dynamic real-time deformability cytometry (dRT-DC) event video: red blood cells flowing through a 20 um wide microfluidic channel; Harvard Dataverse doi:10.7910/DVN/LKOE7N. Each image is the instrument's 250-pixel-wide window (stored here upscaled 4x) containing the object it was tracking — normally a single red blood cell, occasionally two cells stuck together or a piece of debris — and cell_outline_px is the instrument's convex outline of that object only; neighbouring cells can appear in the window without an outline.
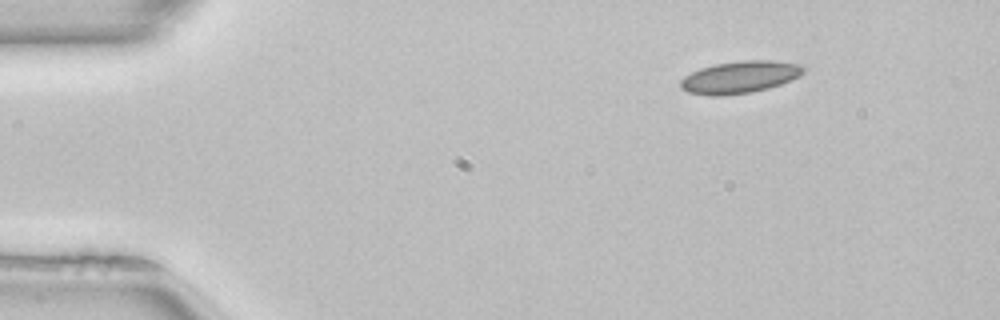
{"species": "common noctule bat (a hibernating species)", "species_latin": "Nyctalus noctula", "temperature_condition": "room temperature", "stored_images_in_passage": 45, "camera_frame_rate_fps": 3000, "um_per_image_px": 0.085, "animal": {"sex": "female", "body_mass_g": 22.7, "forearm_length_mm": 54.2}, "frame": {"image": 1, "passage_image": 1, "time_ms": 0.0, "image_size_px": [1000, 320], "cell_outline_px": [[804, 72], [800, 76], [780, 84], [768, 88], [752, 92], [720, 96], [712, 96], [688, 92], [680, 88], [680, 80], [684, 76], [700, 68], [716, 64], [744, 60], [772, 60], [800, 64], [804, 68]], "centroid_in_image_um": [62.87, 6.56], "position_along_channel_um": 22.1, "area_um2": 23.0}}
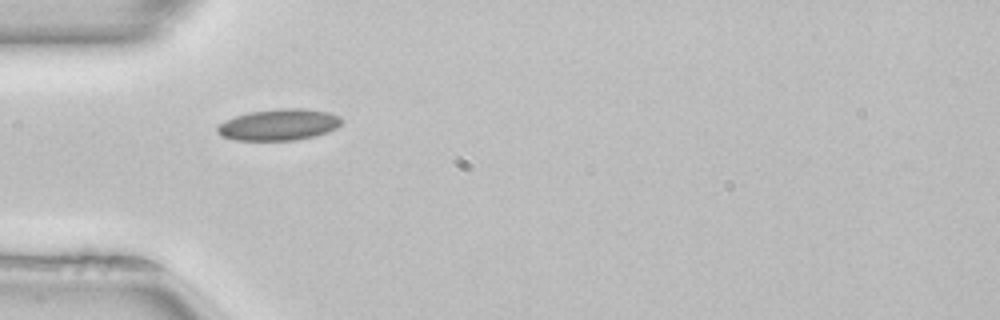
{"frame": {"image": 2, "passage_image": 10, "time_ms": 3.0, "image_size_px": [1000, 320], "cell_outline_px": [[344, 120], [336, 128], [328, 132], [316, 136], [296, 140], [236, 140], [220, 136], [216, 132], [216, 124], [224, 120], [248, 112], [280, 108], [304, 108], [328, 112], [340, 116]], "centroid_in_image_um": [23.69, 10.6], "position_along_channel_um": 61.3, "area_um2": 23.06}}
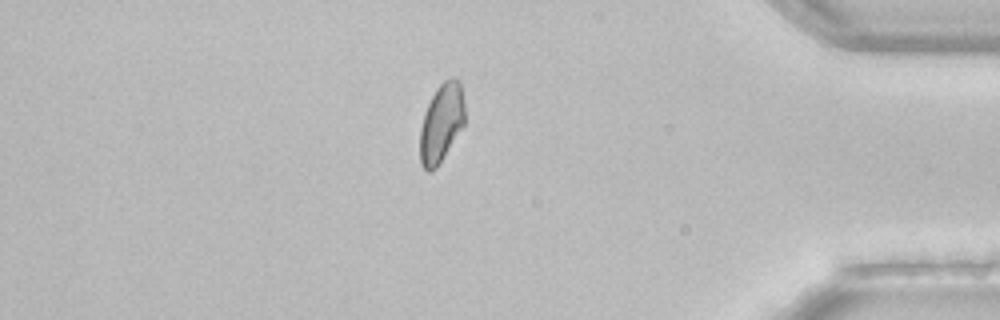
{"frame": {"image": 3, "passage_image": 38, "time_ms": 12.333, "image_size_px": [1000, 320], "cell_outline_px": [[464, 124], [436, 168], [428, 172], [420, 164], [420, 128], [424, 112], [436, 88], [444, 80], [452, 76], [456, 76], [460, 80], [464, 104]], "centroid_in_image_um": [37.51, 10.41], "position_along_channel_um": 397.7, "area_um2": 20.46}, "authors_computed_cell_mechanics": {"area_um2": 20.8658, "velocity_mm_per_s": 4.0011, "shape_relaxation_time_tau1_ms": null, "shape_relaxation_time_tau2_ms": 1.0572, "deformation_change_tau1": null, "deformation_change_tau2": 0.049}}